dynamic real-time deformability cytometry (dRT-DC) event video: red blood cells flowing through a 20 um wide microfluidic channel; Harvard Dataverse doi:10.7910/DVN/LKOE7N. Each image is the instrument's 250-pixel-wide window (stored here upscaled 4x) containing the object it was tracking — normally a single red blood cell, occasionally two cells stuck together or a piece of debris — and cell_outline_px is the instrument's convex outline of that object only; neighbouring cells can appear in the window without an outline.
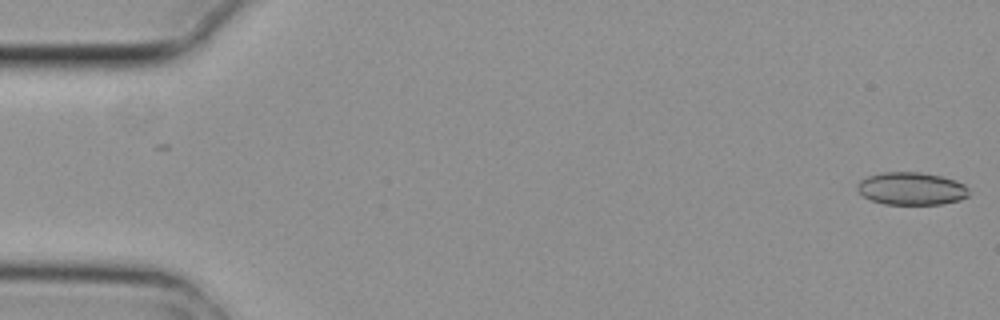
{"species": "common noctule bat (a hibernating species)", "species_latin": "Nyctalus noctula", "temperature_condition": "cold", "stored_images_in_passage": 4, "camera_frame_rate_fps": 3000, "um_per_image_px": 0.085, "animal": {"sex": "female", "body_mass_g": 29.2, "forearm_length_mm": 56.3}, "frame": {"image": 1, "passage_image": 1, "time_ms": 0.0, "image_size_px": [1000, 320], "cell_outline_px": [[968, 196], [960, 200], [940, 204], [884, 204], [872, 200], [864, 196], [856, 188], [856, 184], [860, 180], [868, 176], [880, 172], [920, 172], [940, 176], [956, 180], [964, 184], [968, 188]], "centroid_in_image_um": [77.46, 16.02], "position_along_channel_um": 7.5, "area_um2": 21.27}}
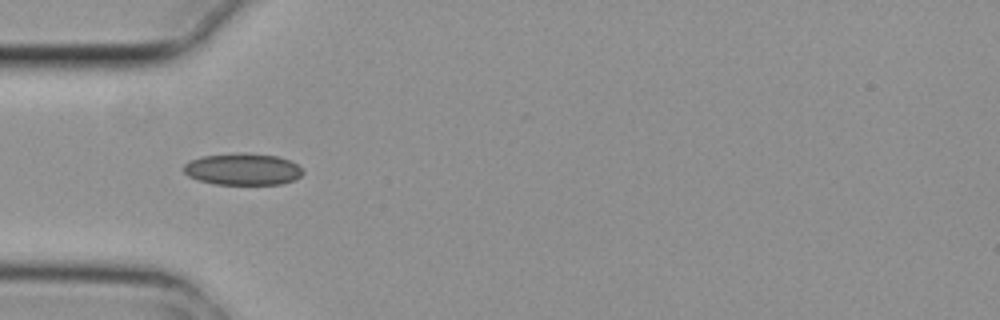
{"frame": {"image": 2, "passage_image": 4, "time_ms": 1.0, "image_size_px": [1000, 320], "cell_outline_px": [[304, 172], [300, 176], [292, 180], [280, 184], [216, 184], [196, 180], [188, 176], [184, 172], [184, 164], [188, 160], [204, 156], [232, 152], [248, 152], [276, 156], [292, 160]], "centroid_in_image_um": [20.6, 14.36], "position_along_channel_um": 64.4, "area_um2": 22.31}}